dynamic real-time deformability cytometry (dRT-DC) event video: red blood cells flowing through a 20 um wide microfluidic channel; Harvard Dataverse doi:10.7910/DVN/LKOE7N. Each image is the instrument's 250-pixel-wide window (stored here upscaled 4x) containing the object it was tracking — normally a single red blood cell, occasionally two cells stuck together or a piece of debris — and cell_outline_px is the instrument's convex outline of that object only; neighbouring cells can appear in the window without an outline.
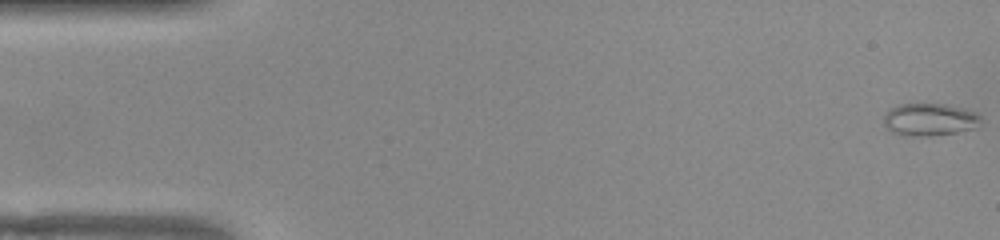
{"species": "common noctule bat (a hibernating species)", "species_latin": "Nyctalus noctula", "temperature_condition": "warm", "stored_images_in_passage": 52, "camera_frame_rate_fps": 3000, "um_per_image_px": 0.085, "animal": {"sex": "female", "body_mass_g": 22.0, "forearm_length_mm": 56.7}, "frame": {"image": 1, "passage_image": 1, "time_ms": 0.0, "image_size_px": [1000, 240], "cell_outline_px": [[980, 120], [976, 128], [956, 132], [932, 136], [904, 136], [892, 132], [884, 124], [884, 116], [892, 108], [900, 104], [948, 104], [976, 112], [980, 116]], "centroid_in_image_um": [79.03, 10.17], "position_along_channel_um": 6.0, "area_um2": 18.32}}
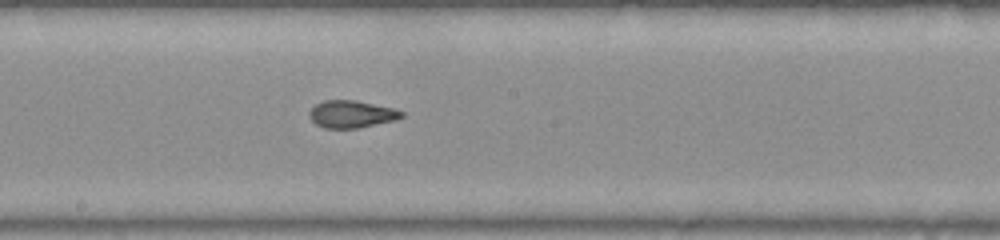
{"frame": {"image": 2, "passage_image": 28, "time_ms": 9.0, "image_size_px": [1000, 240], "cell_outline_px": [[404, 116], [396, 120], [356, 128], [324, 128], [316, 124], [308, 116], [308, 112], [316, 104], [324, 100], [356, 100], [392, 108], [404, 112]], "centroid_in_image_um": [29.86, 9.7], "position_along_channel_um": 218.3, "area_um2": 14.62}}
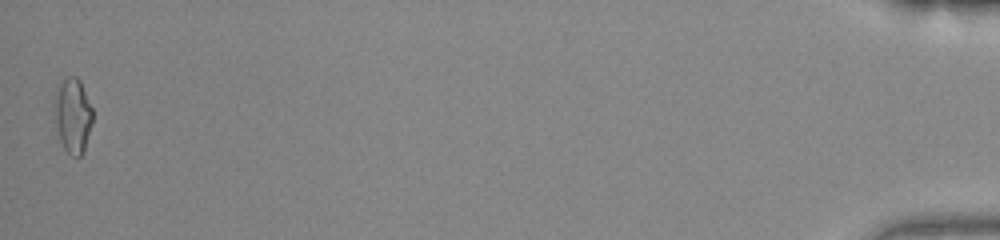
{"frame": {"image": 3, "passage_image": 52, "time_ms": 17.0, "image_size_px": [1000, 240], "cell_outline_px": [[92, 124], [84, 148], [80, 156], [72, 156], [64, 148], [60, 140], [56, 124], [52, 104], [52, 100], [60, 84], [68, 76], [76, 76], [80, 80], [92, 108]], "centroid_in_image_um": [6.17, 9.79], "position_along_channel_um": 429.0, "area_um2": 16.59}, "authors_computed_cell_mechanics": {"area_um2": 15.4326, "velocity_mm_per_s": 3.9085, "shape_relaxation_time_tau1_ms": 5.9503, "shape_relaxation_time_tau2_ms": 1.4413, "deformation_change_tau1": 0.197, "deformation_change_tau2": 0.0648}}